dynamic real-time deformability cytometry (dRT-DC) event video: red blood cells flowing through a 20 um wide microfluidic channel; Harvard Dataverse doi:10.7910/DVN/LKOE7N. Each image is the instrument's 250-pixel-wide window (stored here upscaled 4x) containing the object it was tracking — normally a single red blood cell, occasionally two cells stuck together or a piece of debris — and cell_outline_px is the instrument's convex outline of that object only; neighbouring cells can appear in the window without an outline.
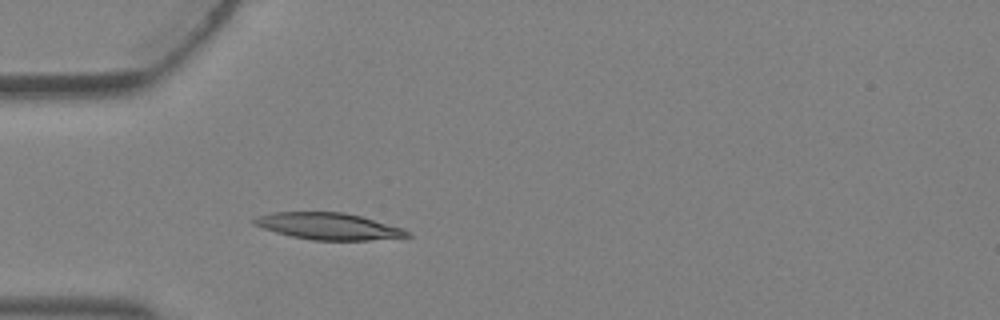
{"species": "Egyptian fruit bat (a non-hibernating species)", "species_latin": "Rousettus aegyptiacus", "temperature_condition": "warm", "stored_images_in_passage": 2, "camera_frame_rate_fps": 3000, "um_per_image_px": 0.085, "animal": {"sex": "female"}, "frame": {"image": 1, "passage_image": 2, "time_ms": 0.333, "image_size_px": [1000, 320], "cell_outline_px": [[412, 236], [368, 240], [312, 240], [292, 236], [276, 232], [252, 224], [252, 220], [256, 216], [272, 212], [344, 212], [360, 216], [404, 228], [412, 232]], "centroid_in_image_um": [27.93, 19.22], "position_along_channel_um": 57.1, "area_um2": 23.81}}